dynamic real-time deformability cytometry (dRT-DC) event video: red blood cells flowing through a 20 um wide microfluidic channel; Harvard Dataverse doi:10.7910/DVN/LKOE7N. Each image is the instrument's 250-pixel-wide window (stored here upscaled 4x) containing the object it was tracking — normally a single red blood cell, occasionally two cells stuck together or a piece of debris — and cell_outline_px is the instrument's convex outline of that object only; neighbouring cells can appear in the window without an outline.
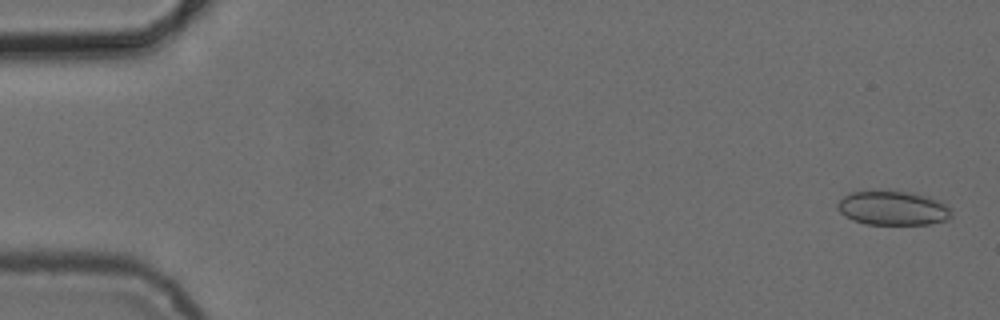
{"species": "common noctule bat (a hibernating species)", "species_latin": "Nyctalus noctula", "temperature_condition": "cold", "stored_images_in_passage": 4, "camera_frame_rate_fps": 3000, "um_per_image_px": 0.085, "animal": {"sex": "female", "body_mass_g": 24.6, "forearm_length_mm": 56.2}, "frame": {"image": 1, "passage_image": 1, "time_ms": 0.0, "image_size_px": [1000, 320], "cell_outline_px": [[952, 216], [948, 220], [928, 224], [868, 224], [852, 220], [844, 216], [836, 208], [836, 204], [844, 196], [852, 192], [872, 188], [892, 188], [912, 192], [928, 196], [940, 200], [948, 204], [952, 208]], "centroid_in_image_um": [75.91, 17.63], "position_along_channel_um": 9.1, "area_um2": 23.93}}
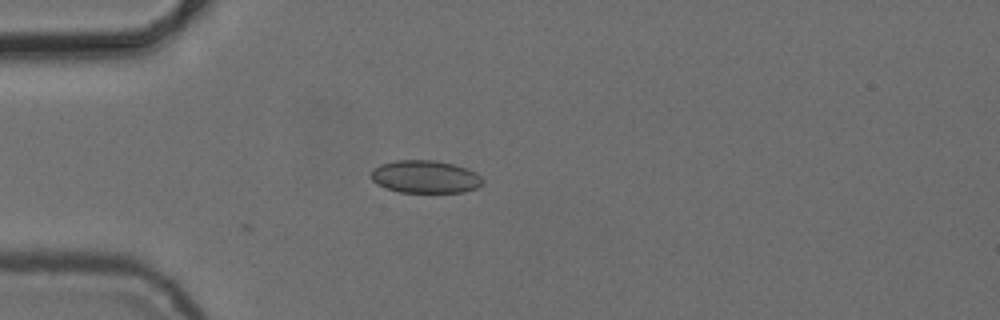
{"frame": {"image": 2, "passage_image": 4, "time_ms": 4.333, "image_size_px": [1000, 320], "cell_outline_px": [[484, 184], [476, 188], [464, 192], [400, 192], [384, 188], [376, 184], [372, 180], [372, 168], [380, 164], [396, 160], [432, 160], [452, 164], [468, 168], [476, 172], [484, 180]], "centroid_in_image_um": [36.15, 15.03], "position_along_channel_um": 48.9, "area_um2": 21.44}}